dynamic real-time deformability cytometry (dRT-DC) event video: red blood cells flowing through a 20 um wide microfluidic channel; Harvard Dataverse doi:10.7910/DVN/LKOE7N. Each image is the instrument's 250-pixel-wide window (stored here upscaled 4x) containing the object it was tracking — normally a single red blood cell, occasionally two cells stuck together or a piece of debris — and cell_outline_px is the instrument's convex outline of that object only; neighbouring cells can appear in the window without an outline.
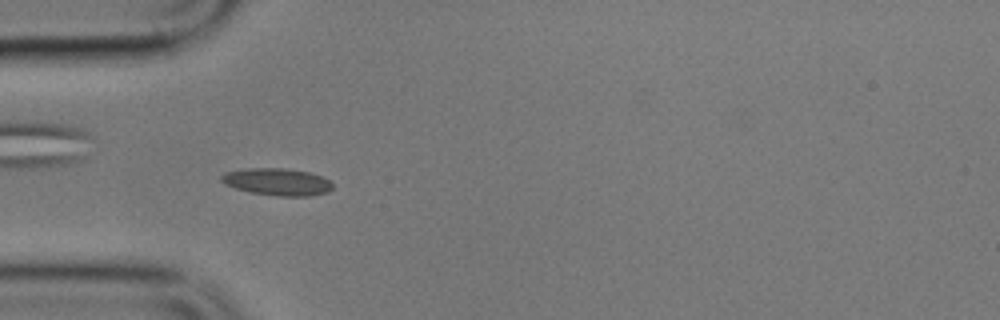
{"species": "common noctule bat (a hibernating species)", "species_latin": "Nyctalus noctula", "temperature_condition": "cold", "stored_images_in_passage": 7, "camera_frame_rate_fps": 3000, "um_per_image_px": 0.085, "animal": {"sex": "male", "body_mass_g": 17.9}, "frame": {"image": 1, "passage_image": 5, "time_ms": 4.667, "image_size_px": [1000, 320], "cell_outline_px": [[332, 188], [328, 192], [312, 196], [276, 196], [252, 192], [236, 188], [224, 184], [220, 180], [220, 176], [224, 172], [248, 168], [284, 168], [308, 172], [320, 176], [328, 180], [332, 184]], "centroid_in_image_um": [23.54, 15.46], "position_along_channel_um": 61.5, "area_um2": 17.57}}
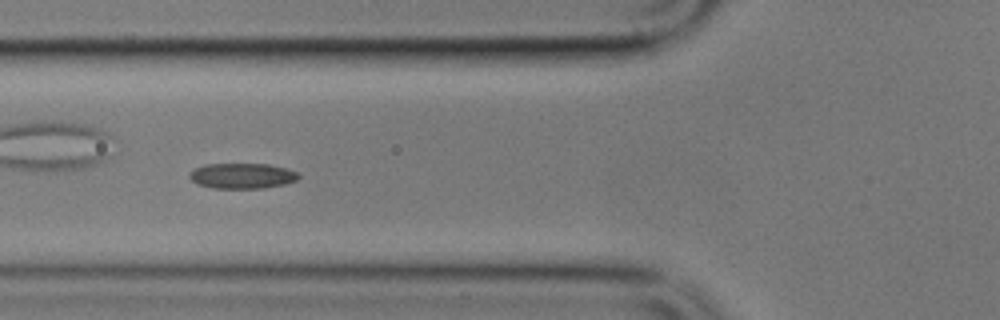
{"frame": {"image": 2, "passage_image": 6, "time_ms": 6.0, "image_size_px": [1000, 320], "cell_outline_px": [[300, 176], [296, 180], [284, 184], [264, 188], [212, 188], [196, 184], [188, 176], [188, 172], [204, 164], [268, 164], [300, 172]], "centroid_in_image_um": [20.56, 14.95], "position_along_channel_um": 105.2, "area_um2": 16.24}}